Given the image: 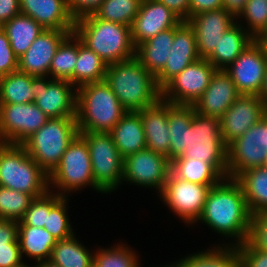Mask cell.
I'll use <instances>...</instances> for the list:
<instances>
[{
	"mask_svg": "<svg viewBox=\"0 0 267 267\" xmlns=\"http://www.w3.org/2000/svg\"><path fill=\"white\" fill-rule=\"evenodd\" d=\"M18 242L23 260L40 262L49 260L57 240L44 228L18 225Z\"/></svg>",
	"mask_w": 267,
	"mask_h": 267,
	"instance_id": "cell-29",
	"label": "cell"
},
{
	"mask_svg": "<svg viewBox=\"0 0 267 267\" xmlns=\"http://www.w3.org/2000/svg\"><path fill=\"white\" fill-rule=\"evenodd\" d=\"M246 242L258 251H267V209L251 216Z\"/></svg>",
	"mask_w": 267,
	"mask_h": 267,
	"instance_id": "cell-42",
	"label": "cell"
},
{
	"mask_svg": "<svg viewBox=\"0 0 267 267\" xmlns=\"http://www.w3.org/2000/svg\"><path fill=\"white\" fill-rule=\"evenodd\" d=\"M33 199L29 193L0 186V219L19 222Z\"/></svg>",
	"mask_w": 267,
	"mask_h": 267,
	"instance_id": "cell-41",
	"label": "cell"
},
{
	"mask_svg": "<svg viewBox=\"0 0 267 267\" xmlns=\"http://www.w3.org/2000/svg\"><path fill=\"white\" fill-rule=\"evenodd\" d=\"M78 58V37L70 33L58 46L51 60L49 76L55 80H66L74 85V69Z\"/></svg>",
	"mask_w": 267,
	"mask_h": 267,
	"instance_id": "cell-35",
	"label": "cell"
},
{
	"mask_svg": "<svg viewBox=\"0 0 267 267\" xmlns=\"http://www.w3.org/2000/svg\"><path fill=\"white\" fill-rule=\"evenodd\" d=\"M18 71V57L14 54L6 33L0 27V76Z\"/></svg>",
	"mask_w": 267,
	"mask_h": 267,
	"instance_id": "cell-44",
	"label": "cell"
},
{
	"mask_svg": "<svg viewBox=\"0 0 267 267\" xmlns=\"http://www.w3.org/2000/svg\"><path fill=\"white\" fill-rule=\"evenodd\" d=\"M104 0H67L70 15L76 21L82 17L92 15Z\"/></svg>",
	"mask_w": 267,
	"mask_h": 267,
	"instance_id": "cell-46",
	"label": "cell"
},
{
	"mask_svg": "<svg viewBox=\"0 0 267 267\" xmlns=\"http://www.w3.org/2000/svg\"><path fill=\"white\" fill-rule=\"evenodd\" d=\"M187 22L194 30L200 58L207 59L213 53L220 37L237 21L224 8H220L196 14L189 17Z\"/></svg>",
	"mask_w": 267,
	"mask_h": 267,
	"instance_id": "cell-20",
	"label": "cell"
},
{
	"mask_svg": "<svg viewBox=\"0 0 267 267\" xmlns=\"http://www.w3.org/2000/svg\"><path fill=\"white\" fill-rule=\"evenodd\" d=\"M49 260L59 267H93L94 252L88 250L74 233L56 242Z\"/></svg>",
	"mask_w": 267,
	"mask_h": 267,
	"instance_id": "cell-32",
	"label": "cell"
},
{
	"mask_svg": "<svg viewBox=\"0 0 267 267\" xmlns=\"http://www.w3.org/2000/svg\"><path fill=\"white\" fill-rule=\"evenodd\" d=\"M0 186L37 198L50 190L49 174L22 145L0 143Z\"/></svg>",
	"mask_w": 267,
	"mask_h": 267,
	"instance_id": "cell-6",
	"label": "cell"
},
{
	"mask_svg": "<svg viewBox=\"0 0 267 267\" xmlns=\"http://www.w3.org/2000/svg\"><path fill=\"white\" fill-rule=\"evenodd\" d=\"M159 267H161V266H159ZM163 267H179V266L176 262H173V263L171 262V263H169V265L167 264V265H164Z\"/></svg>",
	"mask_w": 267,
	"mask_h": 267,
	"instance_id": "cell-57",
	"label": "cell"
},
{
	"mask_svg": "<svg viewBox=\"0 0 267 267\" xmlns=\"http://www.w3.org/2000/svg\"><path fill=\"white\" fill-rule=\"evenodd\" d=\"M74 33L107 65L135 56L131 27L96 18L93 14L75 21Z\"/></svg>",
	"mask_w": 267,
	"mask_h": 267,
	"instance_id": "cell-4",
	"label": "cell"
},
{
	"mask_svg": "<svg viewBox=\"0 0 267 267\" xmlns=\"http://www.w3.org/2000/svg\"><path fill=\"white\" fill-rule=\"evenodd\" d=\"M255 39L236 22L220 37L213 53L207 60L217 69L224 70L254 41Z\"/></svg>",
	"mask_w": 267,
	"mask_h": 267,
	"instance_id": "cell-26",
	"label": "cell"
},
{
	"mask_svg": "<svg viewBox=\"0 0 267 267\" xmlns=\"http://www.w3.org/2000/svg\"><path fill=\"white\" fill-rule=\"evenodd\" d=\"M20 13L19 0H0V27Z\"/></svg>",
	"mask_w": 267,
	"mask_h": 267,
	"instance_id": "cell-49",
	"label": "cell"
},
{
	"mask_svg": "<svg viewBox=\"0 0 267 267\" xmlns=\"http://www.w3.org/2000/svg\"><path fill=\"white\" fill-rule=\"evenodd\" d=\"M79 135L89 148L96 187L103 194L115 192L123 184V157L111 135L105 132H80Z\"/></svg>",
	"mask_w": 267,
	"mask_h": 267,
	"instance_id": "cell-9",
	"label": "cell"
},
{
	"mask_svg": "<svg viewBox=\"0 0 267 267\" xmlns=\"http://www.w3.org/2000/svg\"><path fill=\"white\" fill-rule=\"evenodd\" d=\"M251 216L241 184L227 177L212 186L195 224L201 222L222 238H232L234 242L226 245L238 246L247 240Z\"/></svg>",
	"mask_w": 267,
	"mask_h": 267,
	"instance_id": "cell-2",
	"label": "cell"
},
{
	"mask_svg": "<svg viewBox=\"0 0 267 267\" xmlns=\"http://www.w3.org/2000/svg\"><path fill=\"white\" fill-rule=\"evenodd\" d=\"M210 248L211 246L207 250L191 253L175 262L179 267H241L237 246L226 245L224 242Z\"/></svg>",
	"mask_w": 267,
	"mask_h": 267,
	"instance_id": "cell-28",
	"label": "cell"
},
{
	"mask_svg": "<svg viewBox=\"0 0 267 267\" xmlns=\"http://www.w3.org/2000/svg\"><path fill=\"white\" fill-rule=\"evenodd\" d=\"M216 71L207 59L200 58L161 89V98L171 104L193 105L209 86Z\"/></svg>",
	"mask_w": 267,
	"mask_h": 267,
	"instance_id": "cell-12",
	"label": "cell"
},
{
	"mask_svg": "<svg viewBox=\"0 0 267 267\" xmlns=\"http://www.w3.org/2000/svg\"><path fill=\"white\" fill-rule=\"evenodd\" d=\"M108 133L123 158L146 148V138L139 112L127 111Z\"/></svg>",
	"mask_w": 267,
	"mask_h": 267,
	"instance_id": "cell-25",
	"label": "cell"
},
{
	"mask_svg": "<svg viewBox=\"0 0 267 267\" xmlns=\"http://www.w3.org/2000/svg\"><path fill=\"white\" fill-rule=\"evenodd\" d=\"M69 197H61L49 190V214L44 229L57 240L71 237L75 232L68 216Z\"/></svg>",
	"mask_w": 267,
	"mask_h": 267,
	"instance_id": "cell-37",
	"label": "cell"
},
{
	"mask_svg": "<svg viewBox=\"0 0 267 267\" xmlns=\"http://www.w3.org/2000/svg\"><path fill=\"white\" fill-rule=\"evenodd\" d=\"M170 134L169 160L193 158L211 164L224 178L228 177V150L223 141L220 120L195 111L193 105L167 101Z\"/></svg>",
	"mask_w": 267,
	"mask_h": 267,
	"instance_id": "cell-1",
	"label": "cell"
},
{
	"mask_svg": "<svg viewBox=\"0 0 267 267\" xmlns=\"http://www.w3.org/2000/svg\"><path fill=\"white\" fill-rule=\"evenodd\" d=\"M228 178L236 179L244 171L267 165V111L260 121L227 145Z\"/></svg>",
	"mask_w": 267,
	"mask_h": 267,
	"instance_id": "cell-10",
	"label": "cell"
},
{
	"mask_svg": "<svg viewBox=\"0 0 267 267\" xmlns=\"http://www.w3.org/2000/svg\"><path fill=\"white\" fill-rule=\"evenodd\" d=\"M171 172L179 179L201 185H217L224 179L211 164L193 158H175Z\"/></svg>",
	"mask_w": 267,
	"mask_h": 267,
	"instance_id": "cell-33",
	"label": "cell"
},
{
	"mask_svg": "<svg viewBox=\"0 0 267 267\" xmlns=\"http://www.w3.org/2000/svg\"><path fill=\"white\" fill-rule=\"evenodd\" d=\"M200 59L194 30L187 21L175 27L174 41L164 68L155 76L157 86L162 89L171 79L188 65Z\"/></svg>",
	"mask_w": 267,
	"mask_h": 267,
	"instance_id": "cell-18",
	"label": "cell"
},
{
	"mask_svg": "<svg viewBox=\"0 0 267 267\" xmlns=\"http://www.w3.org/2000/svg\"><path fill=\"white\" fill-rule=\"evenodd\" d=\"M169 8L182 21H187L189 18L190 0H157Z\"/></svg>",
	"mask_w": 267,
	"mask_h": 267,
	"instance_id": "cell-51",
	"label": "cell"
},
{
	"mask_svg": "<svg viewBox=\"0 0 267 267\" xmlns=\"http://www.w3.org/2000/svg\"><path fill=\"white\" fill-rule=\"evenodd\" d=\"M107 64L78 38V58L74 69L76 88L105 80Z\"/></svg>",
	"mask_w": 267,
	"mask_h": 267,
	"instance_id": "cell-34",
	"label": "cell"
},
{
	"mask_svg": "<svg viewBox=\"0 0 267 267\" xmlns=\"http://www.w3.org/2000/svg\"><path fill=\"white\" fill-rule=\"evenodd\" d=\"M257 41L263 46L265 52H266V56H267V32L263 33L258 39Z\"/></svg>",
	"mask_w": 267,
	"mask_h": 267,
	"instance_id": "cell-54",
	"label": "cell"
},
{
	"mask_svg": "<svg viewBox=\"0 0 267 267\" xmlns=\"http://www.w3.org/2000/svg\"><path fill=\"white\" fill-rule=\"evenodd\" d=\"M170 172L169 158L145 148L123 158L122 183L151 187L160 195Z\"/></svg>",
	"mask_w": 267,
	"mask_h": 267,
	"instance_id": "cell-13",
	"label": "cell"
},
{
	"mask_svg": "<svg viewBox=\"0 0 267 267\" xmlns=\"http://www.w3.org/2000/svg\"><path fill=\"white\" fill-rule=\"evenodd\" d=\"M241 267H267V251L254 250L246 241L237 246Z\"/></svg>",
	"mask_w": 267,
	"mask_h": 267,
	"instance_id": "cell-45",
	"label": "cell"
},
{
	"mask_svg": "<svg viewBox=\"0 0 267 267\" xmlns=\"http://www.w3.org/2000/svg\"><path fill=\"white\" fill-rule=\"evenodd\" d=\"M267 107L259 96L240 95L220 120L221 136L228 145L258 123Z\"/></svg>",
	"mask_w": 267,
	"mask_h": 267,
	"instance_id": "cell-17",
	"label": "cell"
},
{
	"mask_svg": "<svg viewBox=\"0 0 267 267\" xmlns=\"http://www.w3.org/2000/svg\"><path fill=\"white\" fill-rule=\"evenodd\" d=\"M105 81L126 111L138 112L161 98L155 76L135 56L108 65Z\"/></svg>",
	"mask_w": 267,
	"mask_h": 267,
	"instance_id": "cell-3",
	"label": "cell"
},
{
	"mask_svg": "<svg viewBox=\"0 0 267 267\" xmlns=\"http://www.w3.org/2000/svg\"><path fill=\"white\" fill-rule=\"evenodd\" d=\"M259 97L262 99V101L264 102L265 106L267 107V71H266V75L264 78V83L261 89V92L259 94Z\"/></svg>",
	"mask_w": 267,
	"mask_h": 267,
	"instance_id": "cell-53",
	"label": "cell"
},
{
	"mask_svg": "<svg viewBox=\"0 0 267 267\" xmlns=\"http://www.w3.org/2000/svg\"><path fill=\"white\" fill-rule=\"evenodd\" d=\"M79 134L76 117L49 118L21 145L27 154L50 174L59 164L69 144Z\"/></svg>",
	"mask_w": 267,
	"mask_h": 267,
	"instance_id": "cell-7",
	"label": "cell"
},
{
	"mask_svg": "<svg viewBox=\"0 0 267 267\" xmlns=\"http://www.w3.org/2000/svg\"><path fill=\"white\" fill-rule=\"evenodd\" d=\"M214 185H201L177 178L172 172L159 195L160 201L189 227L201 217L207 195Z\"/></svg>",
	"mask_w": 267,
	"mask_h": 267,
	"instance_id": "cell-11",
	"label": "cell"
},
{
	"mask_svg": "<svg viewBox=\"0 0 267 267\" xmlns=\"http://www.w3.org/2000/svg\"><path fill=\"white\" fill-rule=\"evenodd\" d=\"M48 119L34 102L0 104V143L21 145Z\"/></svg>",
	"mask_w": 267,
	"mask_h": 267,
	"instance_id": "cell-14",
	"label": "cell"
},
{
	"mask_svg": "<svg viewBox=\"0 0 267 267\" xmlns=\"http://www.w3.org/2000/svg\"><path fill=\"white\" fill-rule=\"evenodd\" d=\"M36 267H59L56 264L52 263L50 260L36 262Z\"/></svg>",
	"mask_w": 267,
	"mask_h": 267,
	"instance_id": "cell-55",
	"label": "cell"
},
{
	"mask_svg": "<svg viewBox=\"0 0 267 267\" xmlns=\"http://www.w3.org/2000/svg\"><path fill=\"white\" fill-rule=\"evenodd\" d=\"M35 265H30L28 263L23 262L22 264H20L19 266L16 267H36V262L34 263Z\"/></svg>",
	"mask_w": 267,
	"mask_h": 267,
	"instance_id": "cell-56",
	"label": "cell"
},
{
	"mask_svg": "<svg viewBox=\"0 0 267 267\" xmlns=\"http://www.w3.org/2000/svg\"><path fill=\"white\" fill-rule=\"evenodd\" d=\"M33 76L15 71L0 76V104H23L34 102Z\"/></svg>",
	"mask_w": 267,
	"mask_h": 267,
	"instance_id": "cell-36",
	"label": "cell"
},
{
	"mask_svg": "<svg viewBox=\"0 0 267 267\" xmlns=\"http://www.w3.org/2000/svg\"><path fill=\"white\" fill-rule=\"evenodd\" d=\"M144 128L146 148L169 158L170 134L167 101L160 98L153 105L138 111Z\"/></svg>",
	"mask_w": 267,
	"mask_h": 267,
	"instance_id": "cell-24",
	"label": "cell"
},
{
	"mask_svg": "<svg viewBox=\"0 0 267 267\" xmlns=\"http://www.w3.org/2000/svg\"><path fill=\"white\" fill-rule=\"evenodd\" d=\"M220 8H223V0H190L189 17Z\"/></svg>",
	"mask_w": 267,
	"mask_h": 267,
	"instance_id": "cell-50",
	"label": "cell"
},
{
	"mask_svg": "<svg viewBox=\"0 0 267 267\" xmlns=\"http://www.w3.org/2000/svg\"><path fill=\"white\" fill-rule=\"evenodd\" d=\"M74 30L45 29L18 58V71L31 76H49L51 60L61 42Z\"/></svg>",
	"mask_w": 267,
	"mask_h": 267,
	"instance_id": "cell-19",
	"label": "cell"
},
{
	"mask_svg": "<svg viewBox=\"0 0 267 267\" xmlns=\"http://www.w3.org/2000/svg\"><path fill=\"white\" fill-rule=\"evenodd\" d=\"M24 261L19 243H9V248L0 249V267H16Z\"/></svg>",
	"mask_w": 267,
	"mask_h": 267,
	"instance_id": "cell-48",
	"label": "cell"
},
{
	"mask_svg": "<svg viewBox=\"0 0 267 267\" xmlns=\"http://www.w3.org/2000/svg\"><path fill=\"white\" fill-rule=\"evenodd\" d=\"M87 186L103 194L93 179L87 142L78 134L62 155L59 164L49 174V188L61 197H69L68 193H76Z\"/></svg>",
	"mask_w": 267,
	"mask_h": 267,
	"instance_id": "cell-8",
	"label": "cell"
},
{
	"mask_svg": "<svg viewBox=\"0 0 267 267\" xmlns=\"http://www.w3.org/2000/svg\"><path fill=\"white\" fill-rule=\"evenodd\" d=\"M240 95L231 76L225 70H217L193 107L200 114L220 119Z\"/></svg>",
	"mask_w": 267,
	"mask_h": 267,
	"instance_id": "cell-22",
	"label": "cell"
},
{
	"mask_svg": "<svg viewBox=\"0 0 267 267\" xmlns=\"http://www.w3.org/2000/svg\"><path fill=\"white\" fill-rule=\"evenodd\" d=\"M182 20L157 0H142L140 10L132 26V40L135 47L159 32L178 26Z\"/></svg>",
	"mask_w": 267,
	"mask_h": 267,
	"instance_id": "cell-21",
	"label": "cell"
},
{
	"mask_svg": "<svg viewBox=\"0 0 267 267\" xmlns=\"http://www.w3.org/2000/svg\"><path fill=\"white\" fill-rule=\"evenodd\" d=\"M126 112L105 80L77 88L76 123L79 133H108Z\"/></svg>",
	"mask_w": 267,
	"mask_h": 267,
	"instance_id": "cell-5",
	"label": "cell"
},
{
	"mask_svg": "<svg viewBox=\"0 0 267 267\" xmlns=\"http://www.w3.org/2000/svg\"><path fill=\"white\" fill-rule=\"evenodd\" d=\"M49 214V191L34 198L18 225H29L44 228Z\"/></svg>",
	"mask_w": 267,
	"mask_h": 267,
	"instance_id": "cell-43",
	"label": "cell"
},
{
	"mask_svg": "<svg viewBox=\"0 0 267 267\" xmlns=\"http://www.w3.org/2000/svg\"><path fill=\"white\" fill-rule=\"evenodd\" d=\"M9 243H19L18 222L0 219V249L9 248Z\"/></svg>",
	"mask_w": 267,
	"mask_h": 267,
	"instance_id": "cell-47",
	"label": "cell"
},
{
	"mask_svg": "<svg viewBox=\"0 0 267 267\" xmlns=\"http://www.w3.org/2000/svg\"><path fill=\"white\" fill-rule=\"evenodd\" d=\"M236 180L242 186L251 214L267 209V165L248 169Z\"/></svg>",
	"mask_w": 267,
	"mask_h": 267,
	"instance_id": "cell-31",
	"label": "cell"
},
{
	"mask_svg": "<svg viewBox=\"0 0 267 267\" xmlns=\"http://www.w3.org/2000/svg\"><path fill=\"white\" fill-rule=\"evenodd\" d=\"M241 95L259 96L267 71L263 46L254 40L226 69Z\"/></svg>",
	"mask_w": 267,
	"mask_h": 267,
	"instance_id": "cell-16",
	"label": "cell"
},
{
	"mask_svg": "<svg viewBox=\"0 0 267 267\" xmlns=\"http://www.w3.org/2000/svg\"><path fill=\"white\" fill-rule=\"evenodd\" d=\"M6 33L14 54L19 58L45 30L33 18L22 13L1 26Z\"/></svg>",
	"mask_w": 267,
	"mask_h": 267,
	"instance_id": "cell-30",
	"label": "cell"
},
{
	"mask_svg": "<svg viewBox=\"0 0 267 267\" xmlns=\"http://www.w3.org/2000/svg\"><path fill=\"white\" fill-rule=\"evenodd\" d=\"M236 21L257 40L267 32V0H248Z\"/></svg>",
	"mask_w": 267,
	"mask_h": 267,
	"instance_id": "cell-40",
	"label": "cell"
},
{
	"mask_svg": "<svg viewBox=\"0 0 267 267\" xmlns=\"http://www.w3.org/2000/svg\"><path fill=\"white\" fill-rule=\"evenodd\" d=\"M175 27L159 32L135 47V57L154 76L165 66L174 41Z\"/></svg>",
	"mask_w": 267,
	"mask_h": 267,
	"instance_id": "cell-27",
	"label": "cell"
},
{
	"mask_svg": "<svg viewBox=\"0 0 267 267\" xmlns=\"http://www.w3.org/2000/svg\"><path fill=\"white\" fill-rule=\"evenodd\" d=\"M121 243V244H120ZM113 244L112 247H98L94 251L93 267H142L140 255L122 242Z\"/></svg>",
	"mask_w": 267,
	"mask_h": 267,
	"instance_id": "cell-38",
	"label": "cell"
},
{
	"mask_svg": "<svg viewBox=\"0 0 267 267\" xmlns=\"http://www.w3.org/2000/svg\"><path fill=\"white\" fill-rule=\"evenodd\" d=\"M248 0H223V8L237 18Z\"/></svg>",
	"mask_w": 267,
	"mask_h": 267,
	"instance_id": "cell-52",
	"label": "cell"
},
{
	"mask_svg": "<svg viewBox=\"0 0 267 267\" xmlns=\"http://www.w3.org/2000/svg\"><path fill=\"white\" fill-rule=\"evenodd\" d=\"M34 103L49 118L76 117L77 88L66 80L33 76Z\"/></svg>",
	"mask_w": 267,
	"mask_h": 267,
	"instance_id": "cell-15",
	"label": "cell"
},
{
	"mask_svg": "<svg viewBox=\"0 0 267 267\" xmlns=\"http://www.w3.org/2000/svg\"><path fill=\"white\" fill-rule=\"evenodd\" d=\"M141 3L142 0H104L93 15L98 19L131 27Z\"/></svg>",
	"mask_w": 267,
	"mask_h": 267,
	"instance_id": "cell-39",
	"label": "cell"
},
{
	"mask_svg": "<svg viewBox=\"0 0 267 267\" xmlns=\"http://www.w3.org/2000/svg\"><path fill=\"white\" fill-rule=\"evenodd\" d=\"M21 13L33 18L44 29L74 30L75 20L67 0H19Z\"/></svg>",
	"mask_w": 267,
	"mask_h": 267,
	"instance_id": "cell-23",
	"label": "cell"
}]
</instances>
